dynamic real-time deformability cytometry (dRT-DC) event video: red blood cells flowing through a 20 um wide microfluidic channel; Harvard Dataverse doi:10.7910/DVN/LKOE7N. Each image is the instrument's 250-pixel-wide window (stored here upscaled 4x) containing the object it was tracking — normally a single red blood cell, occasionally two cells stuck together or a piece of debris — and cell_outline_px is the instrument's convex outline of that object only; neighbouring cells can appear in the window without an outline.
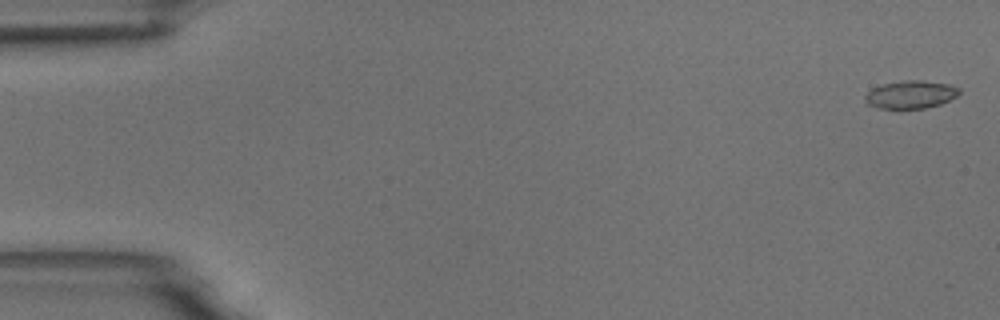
{"species": "common noctule bat (a hibernating species)", "species_latin": "Nyctalus noctula", "temperature_condition": "room temperature", "stored_images_in_passage": 4, "camera_frame_rate_fps": 3000, "um_per_image_px": 0.085, "animal": {"sex": "male", "body_mass_g": 18.8}, "frame": {"image": 1, "passage_image": 1, "time_ms": 0.0, "image_size_px": [1000, 320], "cell_outline_px": [[960, 92], [956, 96], [940, 104], [924, 108], [876, 108], [868, 104], [864, 100], [864, 96], [872, 88], [884, 84], [904, 80], [920, 80], [948, 84], [960, 88]], "centroid_in_image_um": [77.39, 8.03], "position_along_channel_um": 7.6, "area_um2": 15.14}}